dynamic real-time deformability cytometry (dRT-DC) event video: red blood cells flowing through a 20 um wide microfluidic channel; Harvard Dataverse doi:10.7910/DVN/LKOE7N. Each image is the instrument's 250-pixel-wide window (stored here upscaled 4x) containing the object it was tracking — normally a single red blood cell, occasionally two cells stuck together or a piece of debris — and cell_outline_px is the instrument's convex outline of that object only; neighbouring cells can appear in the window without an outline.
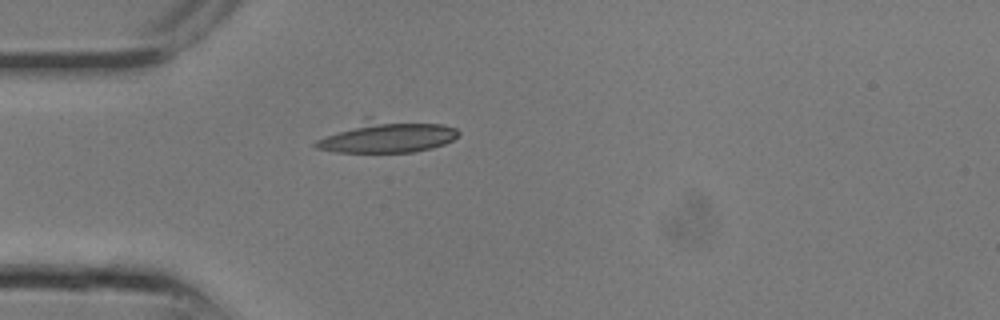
{"species": "common noctule bat (a hibernating species)", "species_latin": "Nyctalus noctula", "temperature_condition": "room temperature", "stored_images_in_passage": 3, "camera_frame_rate_fps": 3000, "um_per_image_px": 0.085, "animal": {"sex": "male", "body_mass_g": 13.3}, "frame": {"image": 1, "passage_image": 1, "time_ms": 0.0, "image_size_px": [1000, 320], "cell_outline_px": [[460, 136], [444, 144], [432, 148], [412, 152], [336, 152], [316, 148], [312, 144], [316, 140], [364, 116], [372, 116], [440, 124], [456, 128], [460, 132]], "centroid_in_image_um": [32.86, 11.57], "position_along_channel_um": 52.1, "area_um2": 27.4}}
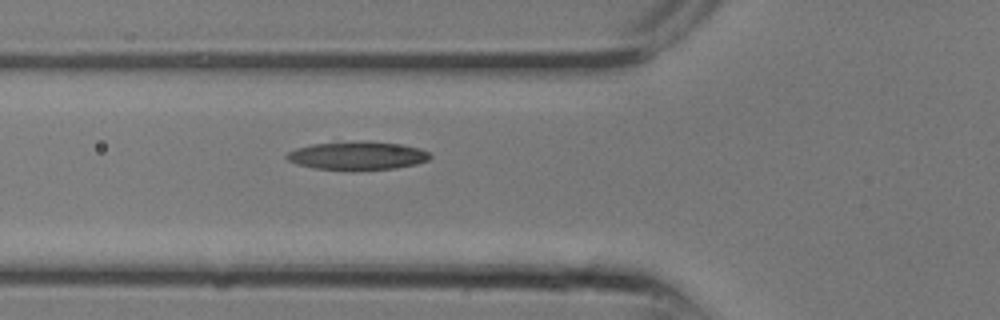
{"frame": {"image": 2, "passage_image": 3, "time_ms": 0.667, "image_size_px": [1000, 320], "cell_outline_px": [[432, 156], [428, 160], [416, 164], [396, 168], [352, 172], [316, 168], [296, 164], [288, 160], [284, 156], [288, 152], [296, 148], [312, 144], [360, 140], [364, 140], [404, 144], [420, 148], [428, 152]], "centroid_in_image_um": [30.39, 13.24], "position_along_channel_um": 95.4, "area_um2": 24.45}}